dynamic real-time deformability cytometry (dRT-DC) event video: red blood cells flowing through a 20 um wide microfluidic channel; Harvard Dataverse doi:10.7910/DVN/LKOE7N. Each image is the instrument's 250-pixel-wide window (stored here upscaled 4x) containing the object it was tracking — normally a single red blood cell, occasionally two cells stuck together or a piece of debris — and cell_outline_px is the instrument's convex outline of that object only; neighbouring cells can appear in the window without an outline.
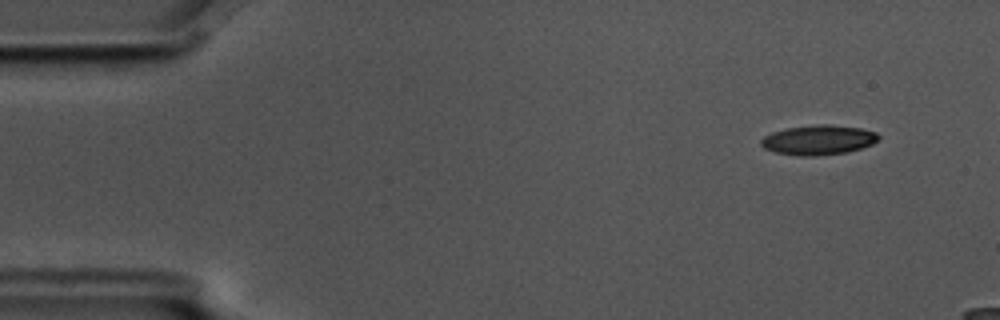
{"species": "common noctule bat (a hibernating species)", "species_latin": "Nyctalus noctula", "temperature_condition": "cold", "stored_images_in_passage": 5, "camera_frame_rate_fps": 3000, "um_per_image_px": 0.085, "animal": {"sex": "male", "body_mass_g": 17.5, "forearm_length_mm": 52.3}, "frame": {"image": 1, "passage_image": 2, "time_ms": 0.333, "image_size_px": [1000, 320], "cell_outline_px": [[880, 136], [872, 144], [848, 152], [812, 156], [800, 156], [776, 152], [764, 148], [760, 144], [760, 140], [764, 136], [772, 132], [788, 128], [816, 124], [828, 124], [860, 128], [876, 132]], "centroid_in_image_um": [69.55, 11.89], "position_along_channel_um": 15.5, "area_um2": 20.23}}